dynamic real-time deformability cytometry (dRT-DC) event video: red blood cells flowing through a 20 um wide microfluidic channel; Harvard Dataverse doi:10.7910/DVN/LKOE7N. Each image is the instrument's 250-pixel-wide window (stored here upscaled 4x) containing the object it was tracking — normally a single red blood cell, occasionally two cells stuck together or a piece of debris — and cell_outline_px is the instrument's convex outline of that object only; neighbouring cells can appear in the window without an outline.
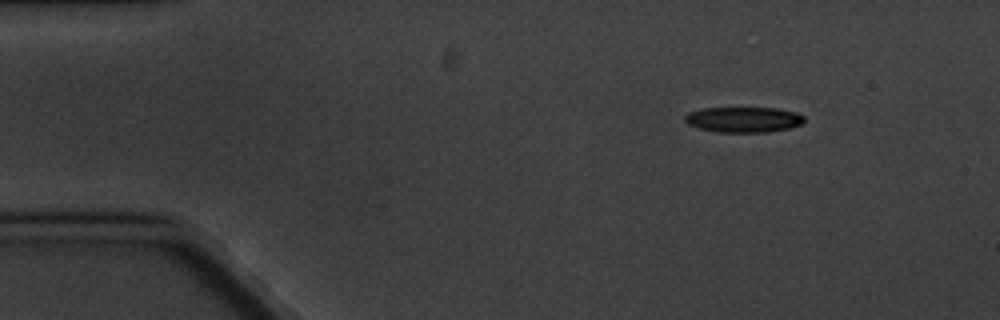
{"species": "common noctule bat (a hibernating species)", "species_latin": "Nyctalus noctula", "temperature_condition": "cold", "stored_images_in_passage": 3, "camera_frame_rate_fps": 3000, "um_per_image_px": 0.085, "animal": {"sex": "male", "body_mass_g": 20.1, "forearm_length_mm": 53.5}, "frame": {"image": 1, "passage_image": 1, "time_ms": 0.0, "image_size_px": [1000, 320], "cell_outline_px": [[804, 120], [800, 124], [788, 128], [768, 132], [720, 132], [700, 128], [688, 124], [684, 120], [684, 116], [688, 112], [700, 108], [776, 108], [796, 112], [804, 116]], "centroid_in_image_um": [63.17, 10.15], "position_along_channel_um": 21.8, "area_um2": 17.63}}